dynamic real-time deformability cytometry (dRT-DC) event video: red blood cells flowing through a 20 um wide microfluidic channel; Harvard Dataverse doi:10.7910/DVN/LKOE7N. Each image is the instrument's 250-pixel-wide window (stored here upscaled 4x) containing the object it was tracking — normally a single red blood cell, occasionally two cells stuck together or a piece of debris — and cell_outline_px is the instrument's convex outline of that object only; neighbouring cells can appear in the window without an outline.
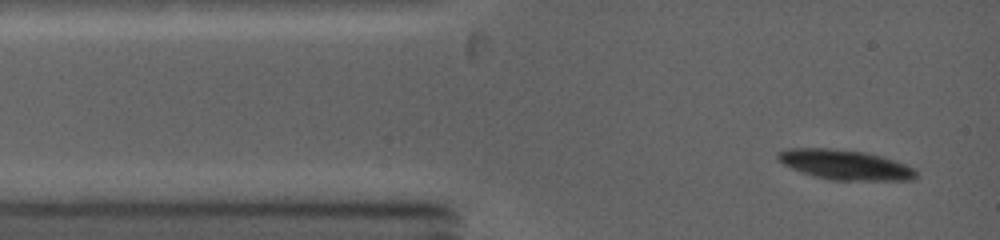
{"species": "common noctule bat (a hibernating species)", "species_latin": "Nyctalus noctula", "temperature_condition": "warm", "stored_images_in_passage": 12, "camera_frame_rate_fps": 5000, "um_per_image_px": 0.085, "animal": {"sex": "female", "body_mass_g": 19.0, "forearm_length_mm": 53.3}, "frame": {"image": 1, "passage_image": 1, "time_ms": 0.0, "image_size_px": [1000, 240], "cell_outline_px": [[916, 176], [912, 180], [832, 180], [816, 176], [792, 168], [784, 164], [776, 156], [776, 152], [788, 148], [828, 148], [864, 152], [880, 156], [916, 168]], "centroid_in_image_um": [71.83, 14.0], "position_along_channel_um": 13.2, "area_um2": 23.7}}
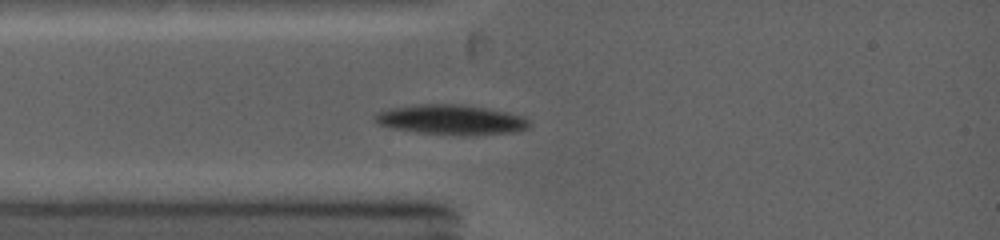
{"frame": {"image": 2, "passage_image": 6, "time_ms": 1.8, "image_size_px": [1000, 240], "cell_outline_px": [[532, 124], [528, 128], [516, 132], [464, 136], [416, 132], [392, 128], [376, 124], [372, 116], [376, 112], [388, 108], [420, 104], [460, 104], [488, 108], [508, 112], [524, 116]], "centroid_in_image_um": [38.34, 10.18], "position_along_channel_um": 46.7, "area_um2": 27.46}}